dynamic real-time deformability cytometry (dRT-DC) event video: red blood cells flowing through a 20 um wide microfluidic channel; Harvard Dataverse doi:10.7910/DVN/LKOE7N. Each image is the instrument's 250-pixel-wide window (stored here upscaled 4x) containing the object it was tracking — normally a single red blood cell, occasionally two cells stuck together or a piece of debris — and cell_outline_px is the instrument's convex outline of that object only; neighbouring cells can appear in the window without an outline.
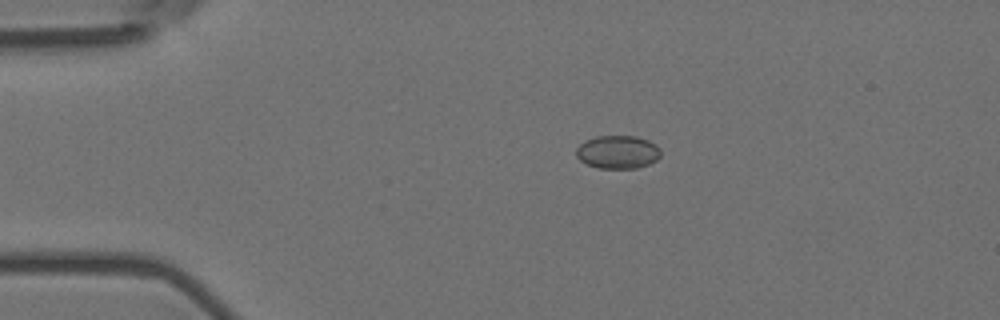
{"species": "Egyptian fruit bat (a non-hibernating species)", "species_latin": "Rousettus aegyptiacus", "temperature_condition": "room temperature", "stored_images_in_passage": 9, "camera_frame_rate_fps": 3000, "um_per_image_px": 0.085, "animal": {"sex": "female"}, "frame": {"image": 1, "passage_image": 2, "time_ms": 0.333, "image_size_px": [1000, 320], "cell_outline_px": [[660, 156], [656, 160], [648, 164], [636, 168], [596, 168], [580, 160], [576, 156], [576, 148], [580, 144], [596, 136], [636, 136], [648, 140], [656, 144], [660, 148]], "centroid_in_image_um": [52.52, 12.92], "position_along_channel_um": 32.5, "area_um2": 16.3}}
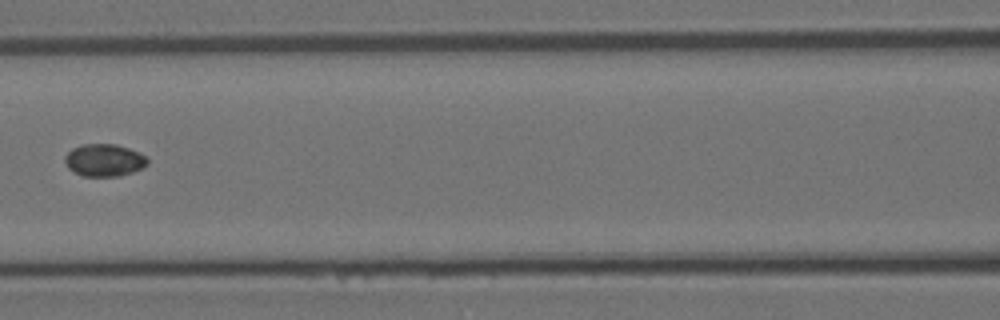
{"frame": {"image": 2, "passage_image": 6, "time_ms": 1.667, "image_size_px": [1000, 320], "cell_outline_px": [[148, 164], [144, 168], [120, 176], [84, 176], [68, 168], [64, 160], [64, 156], [72, 148], [84, 144], [116, 144], [128, 148], [144, 156], [148, 160]], "centroid_in_image_um": [8.85, 13.62], "position_along_channel_um": 157.7, "area_um2": 15.49}}
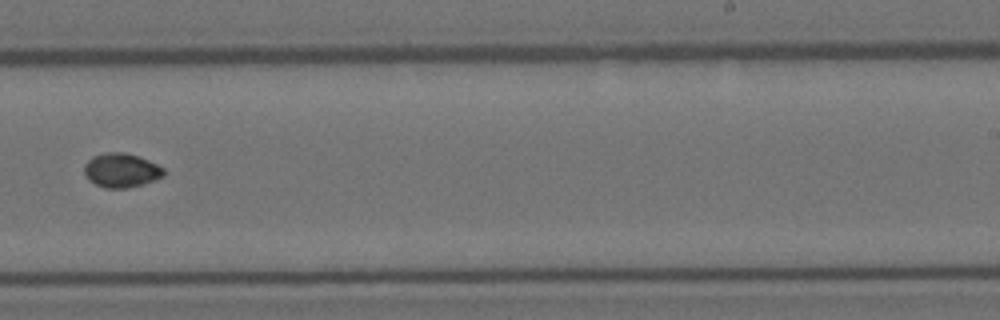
{"frame": {"image": 3, "passage_image": 9, "time_ms": 2.667, "image_size_px": [1000, 320], "cell_outline_px": [[164, 176], [144, 184], [128, 188], [104, 188], [88, 180], [84, 172], [84, 164], [92, 156], [104, 152], [124, 152], [148, 160], [164, 168]], "centroid_in_image_um": [10.29, 14.48], "position_along_channel_um": 278.7, "area_um2": 15.9}}